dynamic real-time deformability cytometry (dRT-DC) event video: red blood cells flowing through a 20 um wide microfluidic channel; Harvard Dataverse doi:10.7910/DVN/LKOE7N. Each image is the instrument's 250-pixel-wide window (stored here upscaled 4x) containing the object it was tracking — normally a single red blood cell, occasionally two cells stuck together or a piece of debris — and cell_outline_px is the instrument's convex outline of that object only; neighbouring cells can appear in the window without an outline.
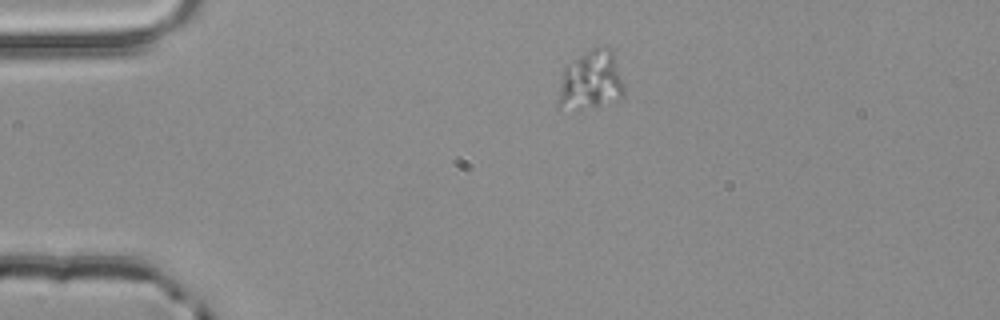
{"species": "common noctule bat (a hibernating species)", "species_latin": "Nyctalus noctula", "temperature_condition": "room temperature", "stored_images_in_passage": 2, "camera_frame_rate_fps": 3000, "um_per_image_px": 0.085, "animal": {"sex": "male", "body_mass_g": 20.4}, "frame": {"image": 1, "passage_image": 1, "time_ms": 0.0, "image_size_px": [1000, 320], "cell_outline_px": [[624, 96], [580, 112], [556, 108], [556, 104], [560, 84], [564, 68], [584, 52], [592, 48], [612, 48], [624, 84]], "centroid_in_image_um": [50.19, 6.89], "position_along_channel_um": 34.8, "area_um2": 23.0}}